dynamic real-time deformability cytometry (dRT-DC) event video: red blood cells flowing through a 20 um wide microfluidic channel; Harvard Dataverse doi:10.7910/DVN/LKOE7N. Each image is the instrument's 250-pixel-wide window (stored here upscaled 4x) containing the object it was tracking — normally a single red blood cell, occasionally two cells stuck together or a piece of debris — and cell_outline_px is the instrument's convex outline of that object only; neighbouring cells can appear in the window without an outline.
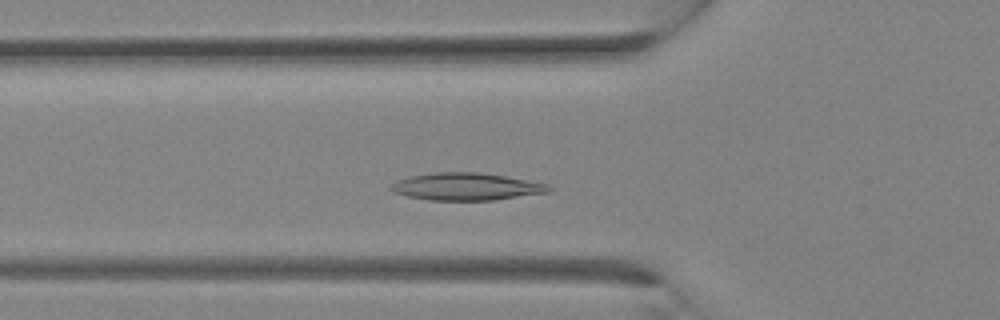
{"species": "Egyptian fruit bat (a non-hibernating species)", "species_latin": "Rousettus aegyptiacus", "temperature_condition": "room temperature", "stored_images_in_passage": 26, "camera_frame_rate_fps": 3000, "um_per_image_px": 0.085, "animal": {"sex": "female"}, "frame": {"image": 1, "passage_image": 7, "time_ms": 2.0, "image_size_px": [1000, 320], "cell_outline_px": [[552, 188], [548, 192], [492, 200], [428, 200], [404, 196], [392, 192], [388, 188], [396, 180], [408, 176], [432, 172], [480, 172], [552, 184]], "centroid_in_image_um": [39.58, 15.85], "position_along_channel_um": 86.2, "area_um2": 25.43}}
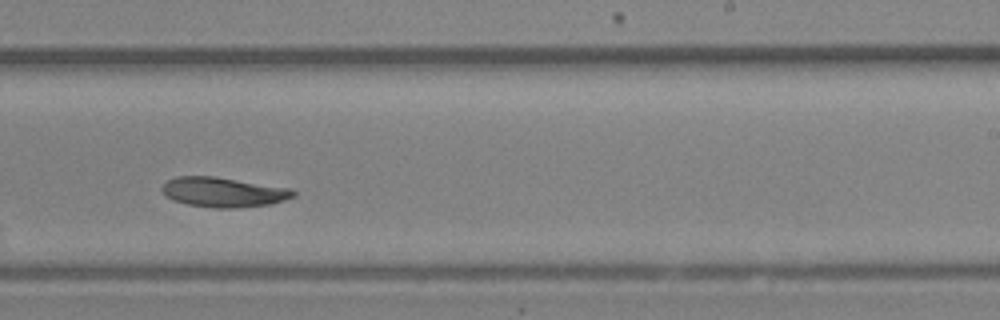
{"frame": {"image": 2, "passage_image": 15, "time_ms": 4.667, "image_size_px": [1000, 320], "cell_outline_px": [[296, 196], [284, 200], [268, 204], [232, 208], [212, 208], [188, 204], [172, 200], [160, 188], [168, 180], [176, 176], [212, 176], [292, 188], [296, 192]], "centroid_in_image_um": [19.0, 16.33], "position_along_channel_um": 270.0, "area_um2": 22.66}}
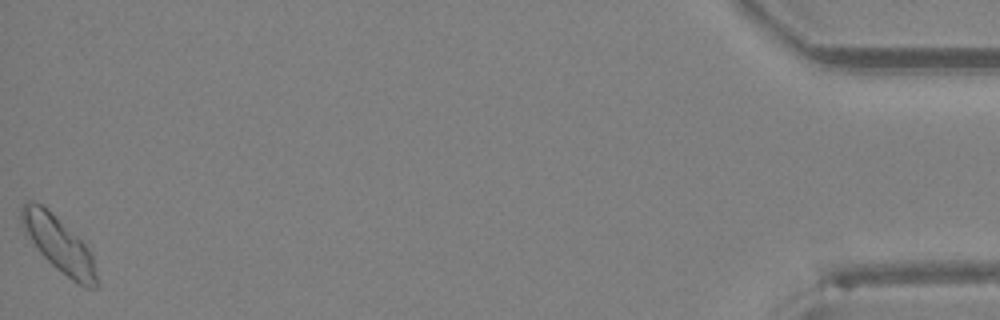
{"frame": {"image": 3, "passage_image": 26, "time_ms": 8.333, "image_size_px": [1000, 320], "cell_outline_px": [[100, 284], [96, 288], [88, 288], [72, 280], [52, 264], [36, 248], [24, 232], [20, 224], [20, 208], [28, 200], [32, 200], [40, 204], [56, 216], [92, 252]], "centroid_in_image_um": [5.0, 20.77], "position_along_channel_um": 430.2, "area_um2": 24.16}}